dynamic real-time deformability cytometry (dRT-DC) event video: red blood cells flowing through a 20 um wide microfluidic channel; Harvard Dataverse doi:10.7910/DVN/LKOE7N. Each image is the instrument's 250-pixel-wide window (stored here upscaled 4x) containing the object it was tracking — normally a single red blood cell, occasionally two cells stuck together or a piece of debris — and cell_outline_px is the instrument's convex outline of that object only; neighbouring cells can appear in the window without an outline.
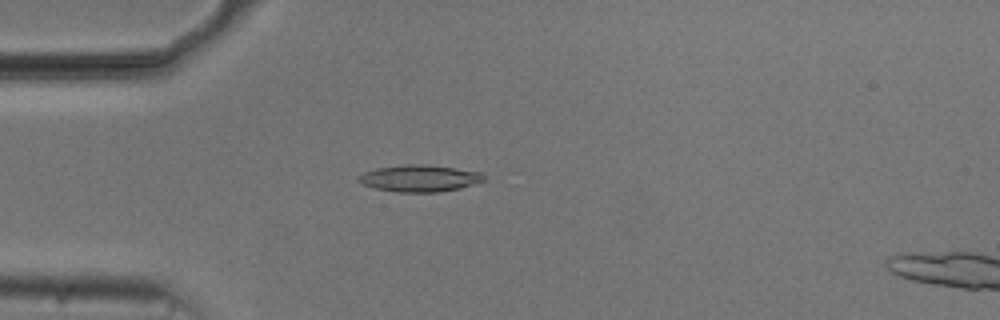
{"species": "common noctule bat (a hibernating species)", "species_latin": "Nyctalus noctula", "temperature_condition": "cold", "stored_images_in_passage": 48, "camera_frame_rate_fps": 3000, "um_per_image_px": 0.085, "animal": {"sex": "male", "body_mass_g": 20.5, "forearm_length_mm": 52.5}, "frame": {"image": 1, "passage_image": 9, "time_ms": 2.667, "image_size_px": [1000, 320], "cell_outline_px": [[488, 180], [460, 188], [440, 192], [396, 192], [376, 188], [364, 184], [360, 180], [360, 176], [364, 172], [376, 168], [408, 164], [424, 164], [484, 172]], "centroid_in_image_um": [35.77, 15.15], "position_along_channel_um": 49.2, "area_um2": 19.54}}
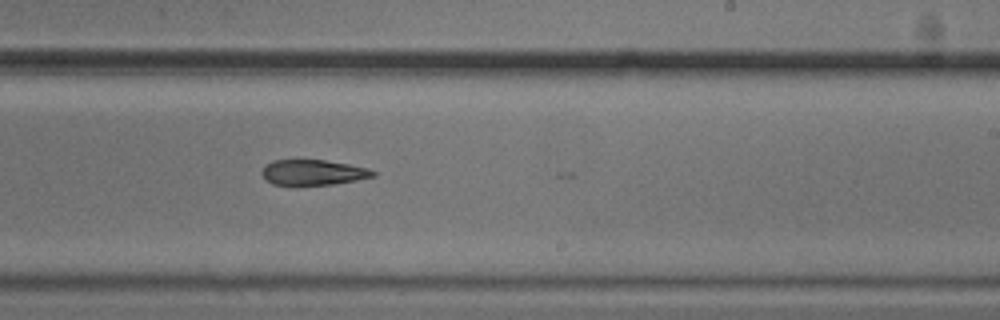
{"frame": {"image": 2, "passage_image": 27, "time_ms": 8.667, "image_size_px": [1000, 320], "cell_outline_px": [[376, 176], [356, 180], [332, 184], [272, 184], [264, 180], [260, 172], [264, 164], [272, 160], [324, 160], [348, 164], [368, 168], [376, 172]], "centroid_in_image_um": [26.57, 14.64], "position_along_channel_um": 262.4, "area_um2": 16.42}}
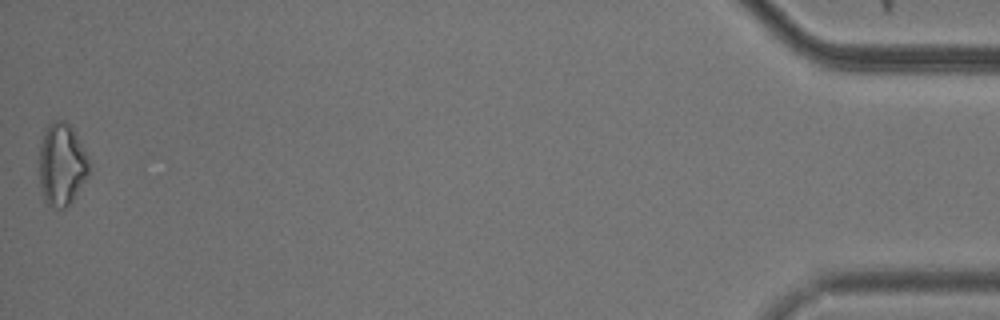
{"frame": {"image": 3, "passage_image": 48, "time_ms": 15.667, "image_size_px": [1000, 320], "cell_outline_px": [[92, 164], [88, 176], [72, 200], [64, 208], [56, 208], [48, 204], [44, 200], [40, 184], [40, 144], [44, 132], [48, 124], [52, 120], [64, 120], [76, 132]], "centroid_in_image_um": [5.28, 13.95], "position_along_channel_um": 429.9, "area_um2": 24.1}, "authors_computed_cell_mechanics": {"area_um2": 18.4671, "velocity_mm_per_s": 3.7472, "shape_relaxation_time_tau1_ms": 3.5155, "shape_relaxation_time_tau2_ms": 4.5878, "deformation_change_tau1": 0.1053, "deformation_change_tau2": 0.1337}}